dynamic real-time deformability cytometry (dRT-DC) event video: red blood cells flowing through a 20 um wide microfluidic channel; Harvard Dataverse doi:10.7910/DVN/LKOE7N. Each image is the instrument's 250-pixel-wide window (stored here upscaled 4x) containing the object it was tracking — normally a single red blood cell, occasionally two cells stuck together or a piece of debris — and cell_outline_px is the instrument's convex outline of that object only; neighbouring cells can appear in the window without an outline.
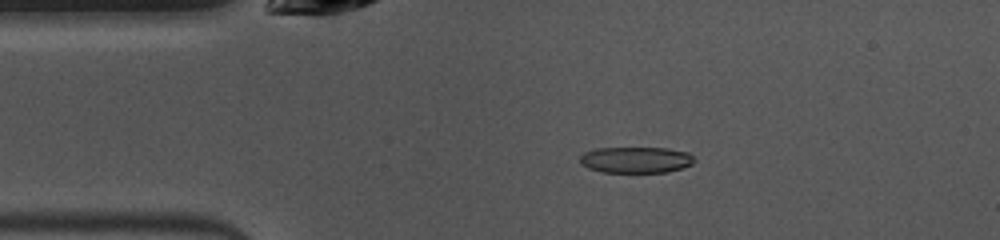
{"species": "common noctule bat (a hibernating species)", "species_latin": "Nyctalus noctula", "temperature_condition": "warm", "stored_images_in_passage": 48, "camera_frame_rate_fps": 3000, "um_per_image_px": 0.085, "animal": {"sex": "female", "body_mass_g": 10.0, "forearm_length_mm": 53.1}, "frame": {"image": 1, "passage_image": 8, "time_ms": 2.333, "image_size_px": [1000, 240], "cell_outline_px": [[696, 160], [692, 164], [668, 172], [600, 172], [588, 168], [580, 164], [580, 156], [584, 152], [596, 148], [668, 148], [688, 152]], "centroid_in_image_um": [54.03, 13.58], "position_along_channel_um": 31.0, "area_um2": 17.51}}
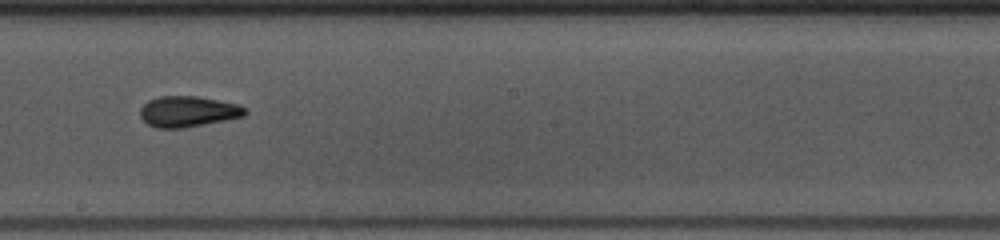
{"frame": {"image": 2, "passage_image": 25, "time_ms": 8.0, "image_size_px": [1000, 240], "cell_outline_px": [[248, 112], [244, 116], [184, 128], [156, 128], [148, 124], [140, 116], [140, 108], [148, 100], [160, 96], [196, 96], [240, 104]], "centroid_in_image_um": [15.97, 9.47], "position_along_channel_um": 232.2, "area_um2": 18.79}}
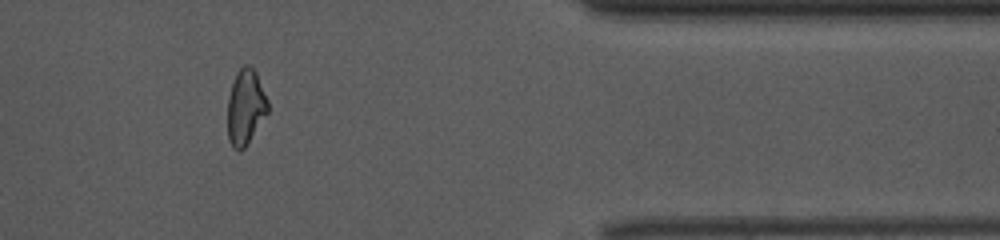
{"frame": {"image": 3, "passage_image": 39, "time_ms": 12.667, "image_size_px": [1000, 240], "cell_outline_px": [[268, 112], [244, 148], [240, 152], [232, 148], [228, 140], [228, 96], [236, 72], [244, 64], [248, 64], [256, 72], [268, 100]], "centroid_in_image_um": [20.86, 9.1], "position_along_channel_um": 390.5, "area_um2": 17.69}, "authors_computed_cell_mechanics": {"area_um2": 18.3515, "velocity_mm_per_s": 4.0072, "shape_relaxation_time_tau1_ms": 4.146, "shape_relaxation_time_tau2_ms": 2.1419, "deformation_change_tau1": 0.1574, "deformation_change_tau2": 0.1039}}